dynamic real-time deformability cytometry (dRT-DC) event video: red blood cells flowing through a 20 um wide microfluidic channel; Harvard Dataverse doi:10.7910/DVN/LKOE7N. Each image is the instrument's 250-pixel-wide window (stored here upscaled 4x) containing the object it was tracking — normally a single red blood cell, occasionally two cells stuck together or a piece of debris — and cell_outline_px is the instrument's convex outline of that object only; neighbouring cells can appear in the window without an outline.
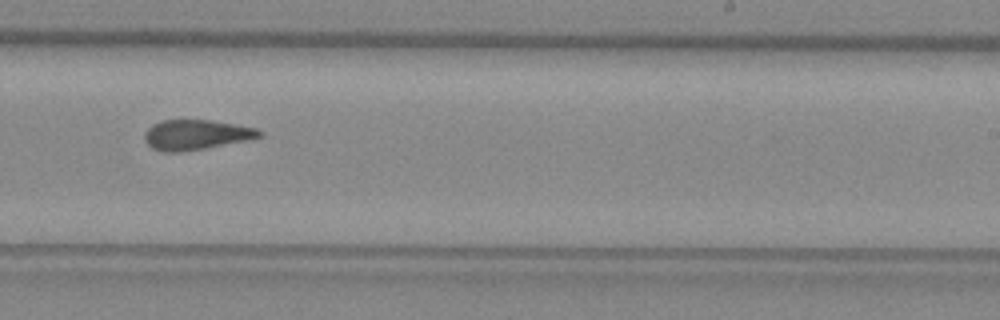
{"species": "common noctule bat (a hibernating species)", "species_latin": "Nyctalus noctula", "temperature_condition": "warm", "stored_images_in_passage": 6, "camera_frame_rate_fps": 3000, "um_per_image_px": 0.085, "animal": {"sex": "female", "body_mass_g": 29.2, "forearm_length_mm": 56.3}, "frame": {"image": 1, "passage_image": 6, "time_ms": 9.0, "image_size_px": [1000, 320], "cell_outline_px": [[264, 136], [248, 140], [204, 148], [180, 152], [164, 152], [152, 148], [144, 140], [144, 132], [152, 124], [160, 120], [212, 120], [236, 124], [256, 128], [264, 132]], "centroid_in_image_um": [16.67, 11.44], "position_along_channel_um": 272.3, "area_um2": 20.23}}